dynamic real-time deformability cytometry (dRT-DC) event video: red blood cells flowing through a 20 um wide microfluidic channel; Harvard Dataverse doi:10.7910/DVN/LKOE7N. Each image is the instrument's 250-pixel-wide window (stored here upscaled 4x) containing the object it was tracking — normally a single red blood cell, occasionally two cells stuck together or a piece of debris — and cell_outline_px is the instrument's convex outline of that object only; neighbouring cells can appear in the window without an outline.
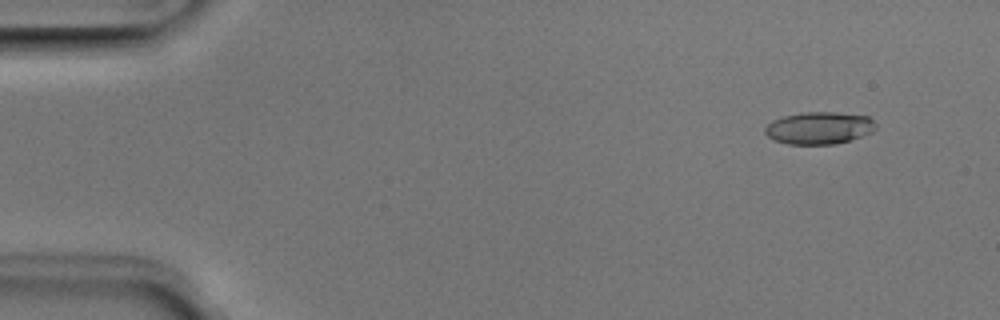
{"species": "Egyptian fruit bat (a non-hibernating species)", "species_latin": "Rousettus aegyptiacus", "temperature_condition": "room temperature", "stored_images_in_passage": 49, "camera_frame_rate_fps": 3000, "um_per_image_px": 0.085, "animal": {"sex": "male"}, "frame": {"image": 1, "passage_image": 3, "time_ms": 0.667, "image_size_px": [1000, 320], "cell_outline_px": [[876, 128], [872, 132], [848, 140], [832, 144], [788, 144], [772, 140], [764, 132], [764, 128], [772, 120], [784, 116], [800, 112], [836, 112], [868, 116], [876, 124]], "centroid_in_image_um": [69.59, 10.87], "position_along_channel_um": 15.4, "area_um2": 20.81}}
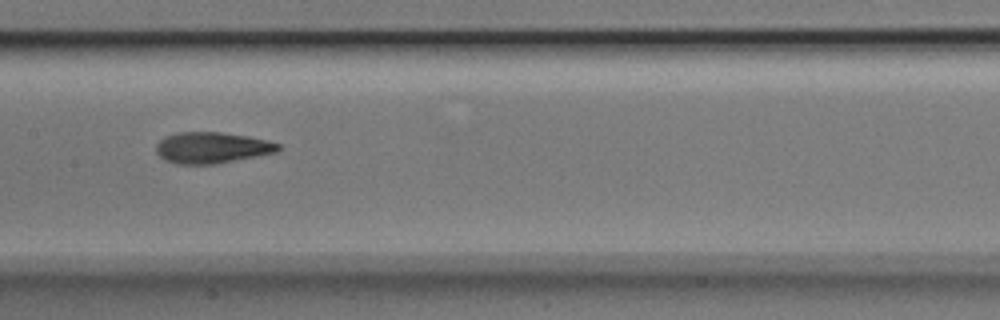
{"frame": {"image": 2, "passage_image": 24, "time_ms": 7.667, "image_size_px": [1000, 320], "cell_outline_px": [[280, 148], [276, 152], [216, 164], [176, 164], [164, 160], [156, 152], [156, 144], [164, 136], [176, 132], [220, 132], [248, 136], [268, 140], [280, 144]], "centroid_in_image_um": [17.98, 12.55], "position_along_channel_um": 189.4, "area_um2": 22.25}}
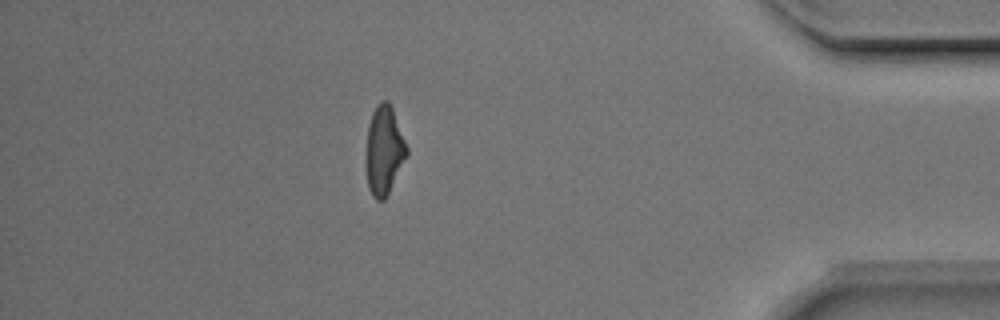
{"frame": {"image": 3, "passage_image": 43, "time_ms": 14.0, "image_size_px": [1000, 320], "cell_outline_px": [[408, 156], [384, 200], [376, 200], [372, 196], [368, 188], [364, 152], [368, 124], [372, 112], [376, 104], [380, 100], [388, 100], [392, 108], [408, 148]], "centroid_in_image_um": [32.62, 12.77], "position_along_channel_um": 402.6, "area_um2": 21.56}, "authors_computed_cell_mechanics": {"area_um2": 21.3282, "velocity_mm_per_s": 4.0242, "shape_relaxation_time_tau1_ms": 5.186, "shape_relaxation_time_tau2_ms": 2.0875, "deformation_change_tau1": 0.1763, "deformation_change_tau2": 0.094}}